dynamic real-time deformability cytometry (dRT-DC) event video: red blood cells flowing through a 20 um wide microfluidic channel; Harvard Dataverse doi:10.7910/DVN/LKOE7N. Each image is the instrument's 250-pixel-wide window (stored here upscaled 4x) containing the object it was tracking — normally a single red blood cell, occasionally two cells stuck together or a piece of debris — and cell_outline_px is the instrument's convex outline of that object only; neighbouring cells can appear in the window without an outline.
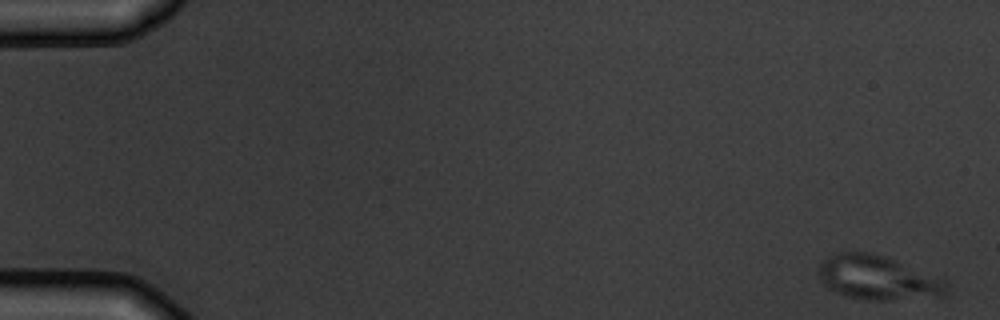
{"species": "common noctule bat (a hibernating species)", "species_latin": "Nyctalus noctula", "temperature_condition": "warm", "stored_images_in_passage": 8, "camera_frame_rate_fps": 3000, "um_per_image_px": 0.085, "animal": {"sex": "male", "body_mass_g": 19.5, "forearm_length_mm": 54.6}, "frame": {"image": 1, "passage_image": 1, "time_ms": 0.0, "image_size_px": [1000, 320], "cell_outline_px": [[948, 288], [940, 296], [892, 300], [868, 300], [844, 296], [828, 288], [820, 280], [820, 264], [828, 256], [836, 252], [868, 252], [884, 256], [944, 280]], "centroid_in_image_um": [74.55, 23.62], "position_along_channel_um": 10.5, "area_um2": 32.37}}